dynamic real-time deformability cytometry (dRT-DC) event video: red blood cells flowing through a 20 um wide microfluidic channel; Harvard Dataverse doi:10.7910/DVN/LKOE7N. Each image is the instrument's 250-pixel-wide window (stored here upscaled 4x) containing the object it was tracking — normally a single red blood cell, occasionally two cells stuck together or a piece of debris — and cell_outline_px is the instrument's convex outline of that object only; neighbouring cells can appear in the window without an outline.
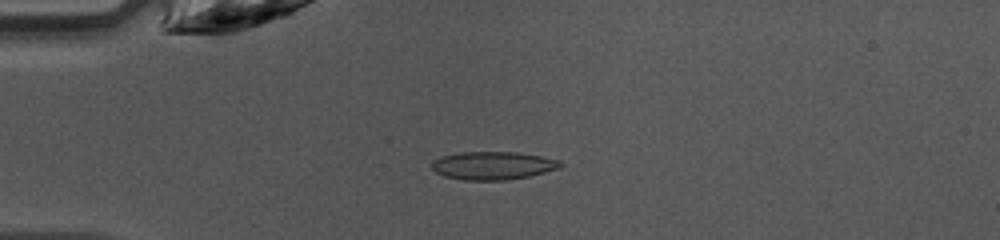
{"species": "common noctule bat (a hibernating species)", "species_latin": "Nyctalus noctula", "temperature_condition": "warm", "stored_images_in_passage": 44, "camera_frame_rate_fps": 3000, "um_per_image_px": 0.085, "animal": {"sex": "female", "body_mass_g": 10.0, "forearm_length_mm": 53.1}, "frame": {"image": 1, "passage_image": 9, "time_ms": 2.667, "image_size_px": [1000, 240], "cell_outline_px": [[564, 164], [560, 168], [528, 176], [508, 180], [464, 180], [444, 176], [436, 172], [432, 168], [432, 160], [440, 156], [460, 152], [516, 152], [540, 156], [560, 160]], "centroid_in_image_um": [41.89, 14.07], "position_along_channel_um": 43.1, "area_um2": 21.1}}
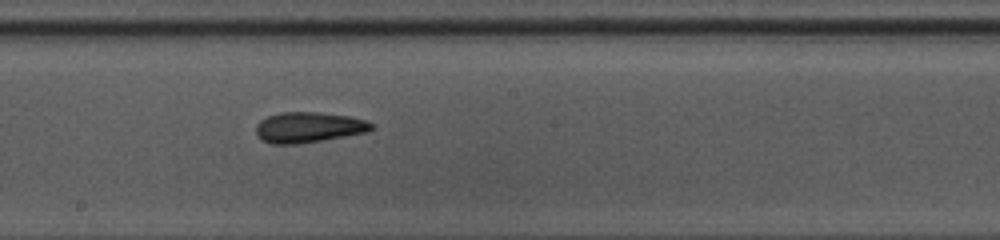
{"frame": {"image": 2, "passage_image": 23, "time_ms": 7.333, "image_size_px": [1000, 240], "cell_outline_px": [[372, 128], [364, 132], [344, 136], [296, 144], [272, 144], [260, 140], [256, 132], [256, 124], [260, 120], [268, 116], [280, 112], [316, 112], [352, 116], [368, 120], [372, 124]], "centroid_in_image_um": [26.18, 10.81], "position_along_channel_um": 222.0, "area_um2": 20.46}}
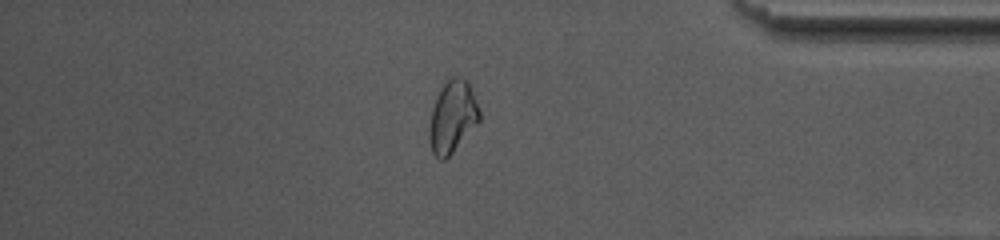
{"frame": {"image": 3, "passage_image": 37, "time_ms": 12.0, "image_size_px": [1000, 240], "cell_outline_px": [[480, 120], [452, 152], [444, 160], [440, 160], [432, 152], [428, 140], [428, 128], [432, 108], [440, 88], [452, 76], [460, 76], [468, 84], [472, 92], [480, 112]], "centroid_in_image_um": [38.42, 9.94], "position_along_channel_um": 396.8, "area_um2": 20.75}, "authors_computed_cell_mechanics": {"area_um2": 20.3456, "velocity_mm_per_s": 4.2596, "shape_relaxation_time_tau1_ms": 8.5635, "shape_relaxation_time_tau2_ms": 2.0971, "deformation_change_tau1": 0.209, "deformation_change_tau2": 0.0784}}